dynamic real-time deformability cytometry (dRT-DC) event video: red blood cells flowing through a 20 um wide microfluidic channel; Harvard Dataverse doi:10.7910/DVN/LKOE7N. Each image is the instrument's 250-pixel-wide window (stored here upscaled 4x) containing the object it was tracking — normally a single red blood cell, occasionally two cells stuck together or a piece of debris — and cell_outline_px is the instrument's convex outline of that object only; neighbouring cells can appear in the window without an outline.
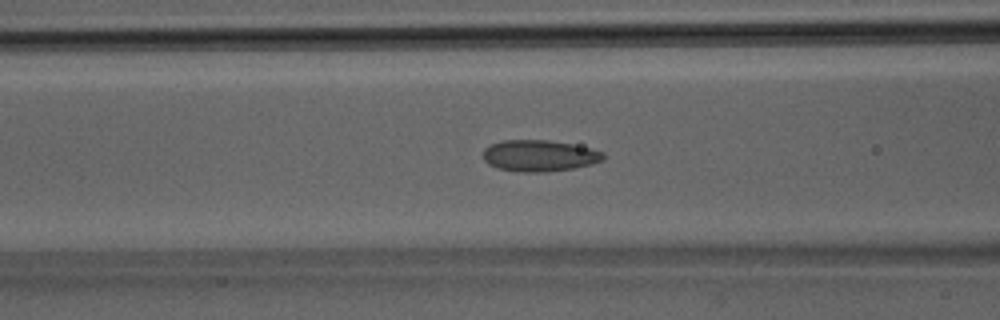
{"species": "Egyptian fruit bat (a non-hibernating species)", "species_latin": "Rousettus aegyptiacus", "temperature_condition": "room temperature", "stored_images_in_passage": 35, "camera_frame_rate_fps": 3000, "um_per_image_px": 0.085, "animal": {"sex": "male"}, "frame": {"image": 1, "passage_image": 12, "time_ms": 3.667, "image_size_px": [1000, 320], "cell_outline_px": [[604, 160], [592, 164], [576, 168], [548, 172], [520, 172], [496, 168], [488, 164], [484, 160], [484, 148], [492, 144], [504, 140], [548, 140], [572, 144], [592, 148], [604, 152]], "centroid_in_image_um": [45.87, 13.24], "position_along_channel_um": 120.7, "area_um2": 22.2}}
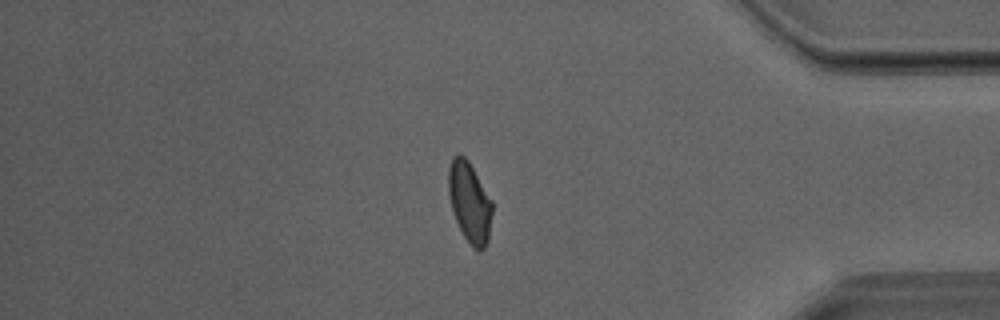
{"frame": {"image": 2, "passage_image": 29, "time_ms": 9.333, "image_size_px": [1000, 320], "cell_outline_px": [[492, 212], [488, 240], [484, 248], [480, 252], [472, 248], [464, 236], [452, 212], [448, 192], [448, 168], [452, 156], [460, 152], [468, 160], [492, 200]], "centroid_in_image_um": [39.9, 17.17], "position_along_channel_um": 395.3, "area_um2": 20.69}}
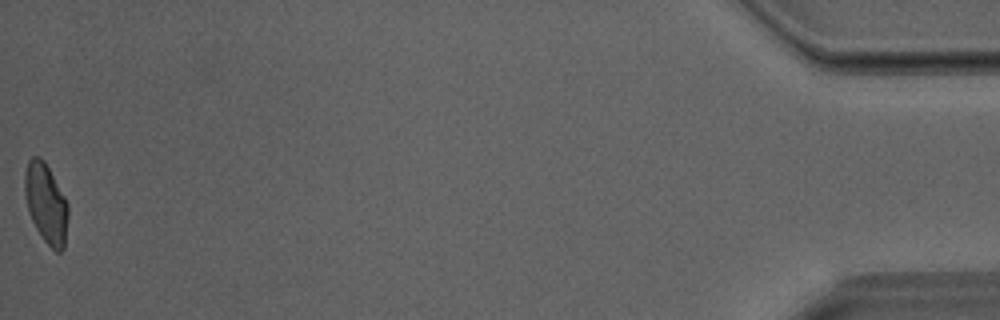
{"frame": {"image": 3, "passage_image": 35, "time_ms": 11.333, "image_size_px": [1000, 320], "cell_outline_px": [[68, 216], [64, 248], [60, 252], [56, 252], [44, 240], [36, 228], [28, 212], [24, 192], [24, 172], [28, 160], [32, 156], [40, 156], [44, 160], [64, 196], [68, 204]], "centroid_in_image_um": [3.89, 17.27], "position_along_channel_um": 431.3, "area_um2": 20.17}}